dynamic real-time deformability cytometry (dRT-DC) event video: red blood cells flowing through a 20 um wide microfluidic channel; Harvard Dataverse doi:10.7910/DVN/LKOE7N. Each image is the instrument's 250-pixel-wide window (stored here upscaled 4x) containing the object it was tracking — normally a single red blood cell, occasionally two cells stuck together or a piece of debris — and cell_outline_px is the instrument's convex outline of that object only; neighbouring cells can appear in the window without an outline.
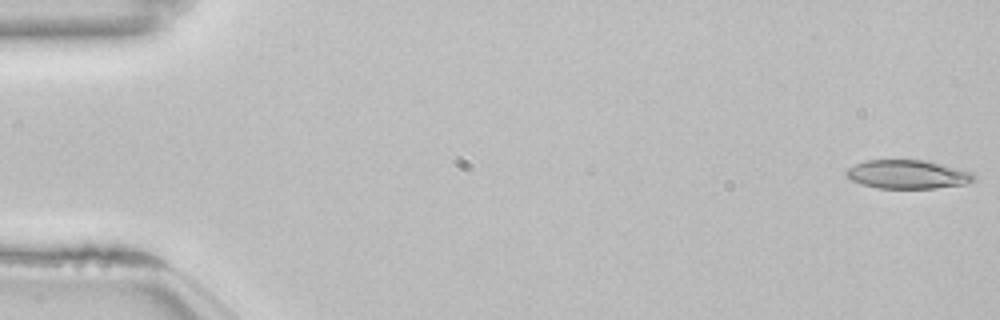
{"species": "common noctule bat (a hibernating species)", "species_latin": "Nyctalus noctula", "temperature_condition": "room temperature", "stored_images_in_passage": 53, "camera_frame_rate_fps": 3000, "um_per_image_px": 0.085, "animal": {"sex": "female", "body_mass_g": 22.7, "forearm_length_mm": 54.2}, "frame": {"image": 1, "passage_image": 1, "time_ms": 0.0, "image_size_px": [1000, 320], "cell_outline_px": [[976, 180], [964, 184], [936, 188], [876, 188], [852, 180], [844, 176], [844, 172], [848, 168], [864, 160], [924, 160], [972, 172], [976, 176]], "centroid_in_image_um": [77.13, 14.82], "position_along_channel_um": 7.9, "area_um2": 21.27}}
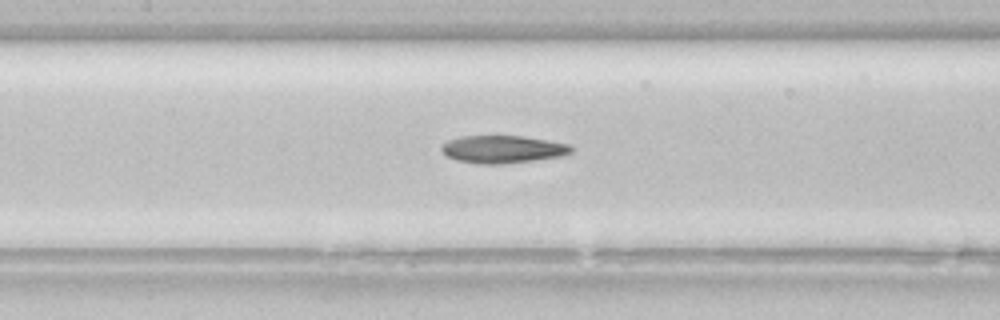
{"frame": {"image": 2, "passage_image": 25, "time_ms": 8.0, "image_size_px": [1000, 320], "cell_outline_px": [[576, 148], [572, 152], [564, 156], [536, 160], [500, 164], [480, 164], [456, 160], [448, 156], [440, 148], [440, 144], [448, 140], [460, 136], [524, 136], [548, 140], [568, 144]], "centroid_in_image_um": [42.76, 12.68], "position_along_channel_um": 164.6, "area_um2": 21.1}}
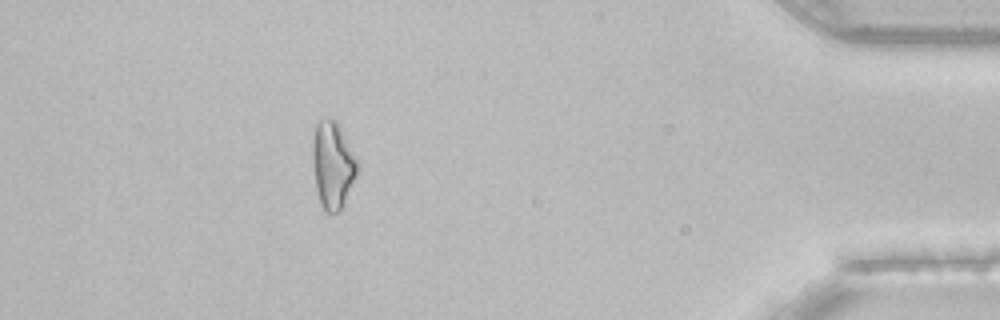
{"frame": {"image": 3, "passage_image": 48, "time_ms": 15.667, "image_size_px": [1000, 320], "cell_outline_px": [[360, 168], [344, 204], [336, 212], [328, 212], [320, 204], [316, 188], [312, 164], [312, 140], [316, 124], [320, 120], [336, 120], [340, 124], [360, 164]], "centroid_in_image_um": [28.3, 13.99], "position_along_channel_um": 406.9, "area_um2": 23.0}, "authors_computed_cell_mechanics": {"area_um2": 21.5016, "velocity_mm_per_s": 3.8521, "shape_relaxation_time_tau1_ms": null, "shape_relaxation_time_tau2_ms": 3.8812, "deformation_change_tau1": null, "deformation_change_tau2": 0.1401}}